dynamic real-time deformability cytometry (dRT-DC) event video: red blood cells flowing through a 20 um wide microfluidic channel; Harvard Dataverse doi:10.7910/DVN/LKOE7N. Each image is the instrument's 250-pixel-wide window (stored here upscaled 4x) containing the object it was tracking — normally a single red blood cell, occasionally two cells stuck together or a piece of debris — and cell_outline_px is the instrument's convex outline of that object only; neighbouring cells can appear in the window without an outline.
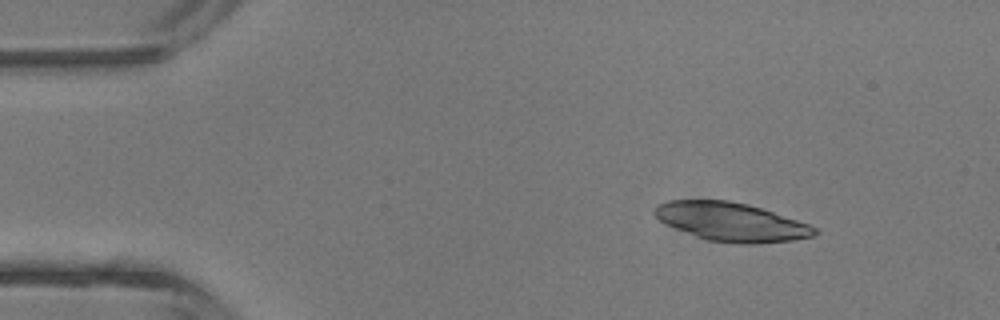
{"species": "common noctule bat (a hibernating species)", "species_latin": "Nyctalus noctula", "temperature_condition": "room temperature", "stored_images_in_passage": 4, "camera_frame_rate_fps": 3000, "um_per_image_px": 0.085, "animal": {"sex": "male", "body_mass_g": 13.3}, "frame": {"image": 1, "passage_image": 2, "time_ms": 1.333, "image_size_px": [1000, 320], "cell_outline_px": [[820, 232], [812, 236], [792, 240], [756, 244], [740, 244], [708, 240], [676, 228], [660, 220], [652, 212], [652, 208], [656, 204], [668, 200], [728, 200], [748, 204], [808, 224], [816, 228]], "centroid_in_image_um": [62.13, 18.85], "position_along_channel_um": 22.9, "area_um2": 35.66}}